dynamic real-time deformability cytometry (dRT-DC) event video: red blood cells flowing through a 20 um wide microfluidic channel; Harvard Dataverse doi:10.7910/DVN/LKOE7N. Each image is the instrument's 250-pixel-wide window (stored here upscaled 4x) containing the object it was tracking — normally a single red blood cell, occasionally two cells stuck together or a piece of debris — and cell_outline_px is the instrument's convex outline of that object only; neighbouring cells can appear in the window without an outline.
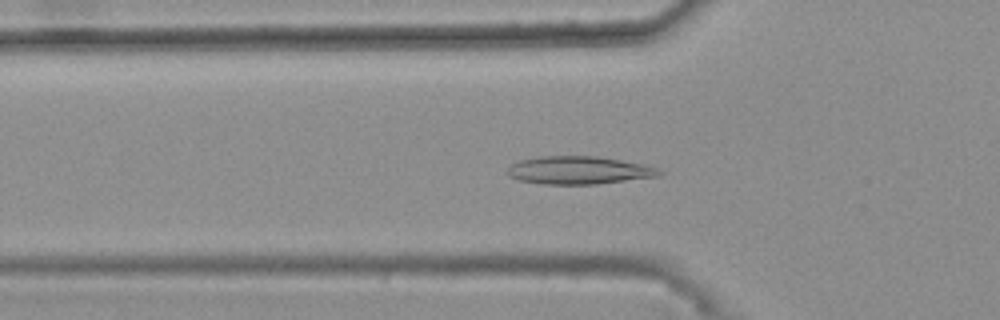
{"species": "common noctule bat (a hibernating species)", "species_latin": "Nyctalus noctula", "temperature_condition": "warm", "stored_images_in_passage": 42, "camera_frame_rate_fps": 3000, "um_per_image_px": 0.085, "animal": {"sex": "female", "body_mass_g": 25.1}, "frame": {"image": 1, "passage_image": 17, "time_ms": 5.333, "image_size_px": [1000, 320], "cell_outline_px": [[664, 172], [660, 176], [596, 184], [544, 184], [520, 180], [508, 176], [508, 168], [512, 164], [520, 160], [540, 156], [596, 156], [644, 164], [656, 168]], "centroid_in_image_um": [49.21, 14.47], "position_along_channel_um": 76.6, "area_um2": 24.57}}
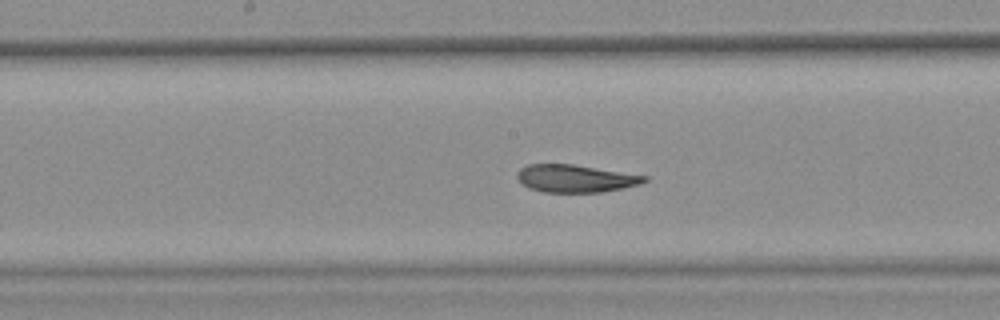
{"frame": {"image": 2, "passage_image": 27, "time_ms": 8.667, "image_size_px": [1000, 320], "cell_outline_px": [[648, 180], [640, 184], [624, 188], [600, 192], [544, 192], [528, 188], [516, 176], [516, 172], [520, 168], [528, 164], [572, 164], [648, 176]], "centroid_in_image_um": [48.91, 15.17], "position_along_channel_um": 199.3, "area_um2": 20.4}}
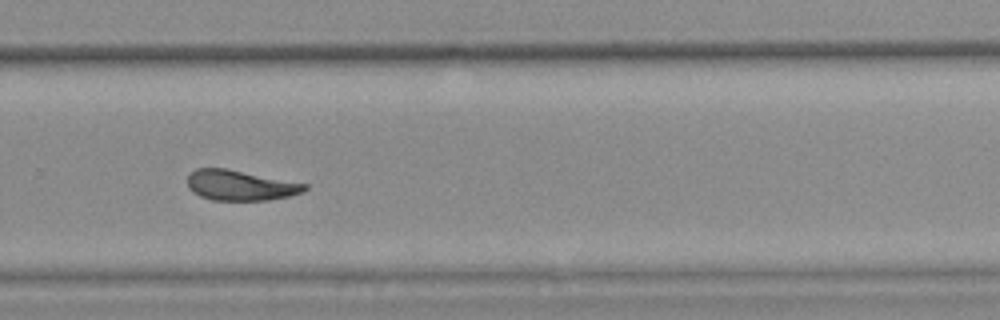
{"frame": {"image": 3, "passage_image": 36, "time_ms": 11.667, "image_size_px": [1000, 320], "cell_outline_px": [[308, 188], [304, 192], [288, 196], [268, 200], [212, 200], [200, 196], [192, 192], [188, 188], [188, 176], [196, 168], [228, 168], [308, 184]], "centroid_in_image_um": [20.43, 15.75], "position_along_channel_um": 309.4, "area_um2": 20.81}, "authors_computed_cell_mechanics": {"area_um2": 22.0218, "velocity_mm_per_s": 3.6856, "shape_relaxation_time_tau1_ms": null, "shape_relaxation_time_tau2_ms": 1.7523, "deformation_change_tau1": null, "deformation_change_tau2": 0.0612}}